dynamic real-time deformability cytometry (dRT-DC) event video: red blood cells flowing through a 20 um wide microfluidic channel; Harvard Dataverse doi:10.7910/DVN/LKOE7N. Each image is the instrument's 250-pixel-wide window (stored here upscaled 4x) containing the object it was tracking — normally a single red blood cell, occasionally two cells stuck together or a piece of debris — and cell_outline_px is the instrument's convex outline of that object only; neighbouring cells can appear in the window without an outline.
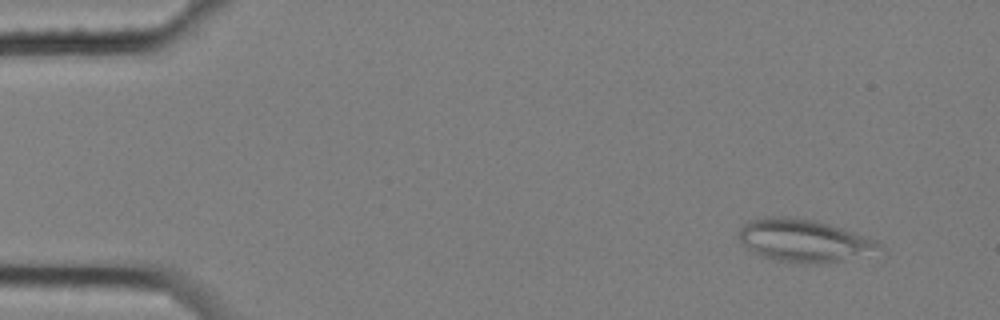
{"species": "common noctule bat (a hibernating species)", "species_latin": "Nyctalus noctula", "temperature_condition": "cold", "stored_images_in_passage": 8, "camera_frame_rate_fps": 3000, "um_per_image_px": 0.085, "animal": {"sex": "female", "body_mass_g": 25.1}, "frame": {"image": 1, "passage_image": 2, "time_ms": 0.333, "image_size_px": [1000, 320], "cell_outline_px": [[884, 248], [840, 260], [804, 264], [772, 260], [748, 248], [736, 236], [736, 232], [748, 220], [764, 216], [788, 216], [816, 220], [876, 240]], "centroid_in_image_um": [68.22, 20.41], "position_along_channel_um": 16.8, "area_um2": 34.33}}
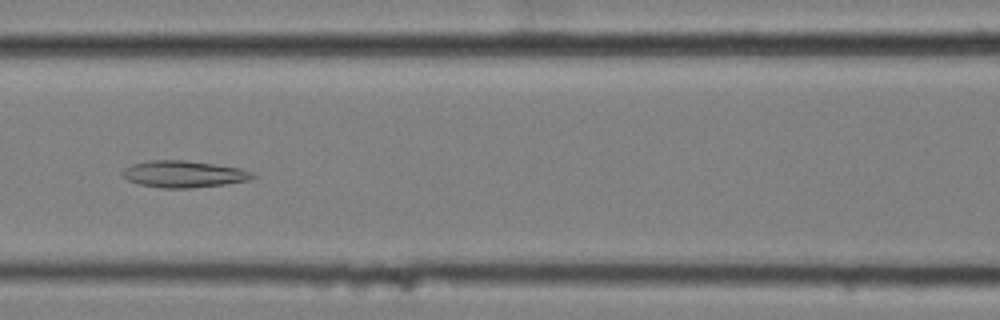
{"frame": {"image": 2, "passage_image": 8, "time_ms": 2.333, "image_size_px": [1000, 320], "cell_outline_px": [[256, 176], [248, 180], [224, 184], [192, 188], [160, 188], [140, 184], [128, 180], [120, 172], [124, 168], [132, 164], [148, 160], [184, 160], [216, 164], [240, 168], [252, 172]], "centroid_in_image_um": [15.6, 14.79], "position_along_channel_um": 151.0, "area_um2": 20.29}}